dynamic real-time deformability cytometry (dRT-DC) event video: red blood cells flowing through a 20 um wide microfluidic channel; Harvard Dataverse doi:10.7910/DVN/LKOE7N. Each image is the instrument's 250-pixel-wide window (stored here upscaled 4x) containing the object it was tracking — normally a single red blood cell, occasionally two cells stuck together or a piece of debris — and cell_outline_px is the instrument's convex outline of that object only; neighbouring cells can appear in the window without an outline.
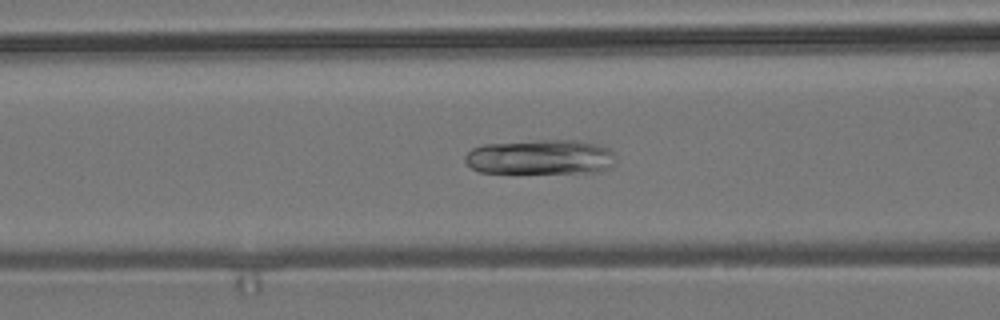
{"species": "common noctule bat (a hibernating species)", "species_latin": "Nyctalus noctula", "temperature_condition": "room temperature", "stored_images_in_passage": 31, "camera_frame_rate_fps": 3000, "um_per_image_px": 0.085, "animal": {"sex": "male", "body_mass_g": 19.2, "forearm_length_mm": 51.8}, "frame": {"image": 1, "passage_image": 6, "time_ms": 1.667, "image_size_px": [1000, 320], "cell_outline_px": [[616, 164], [612, 168], [600, 172], [480, 172], [472, 168], [464, 160], [464, 156], [472, 148], [484, 144], [536, 140], [580, 140], [596, 144], [608, 148], [612, 152]], "centroid_in_image_um": [45.97, 13.34], "position_along_channel_um": 120.6, "area_um2": 30.69}}
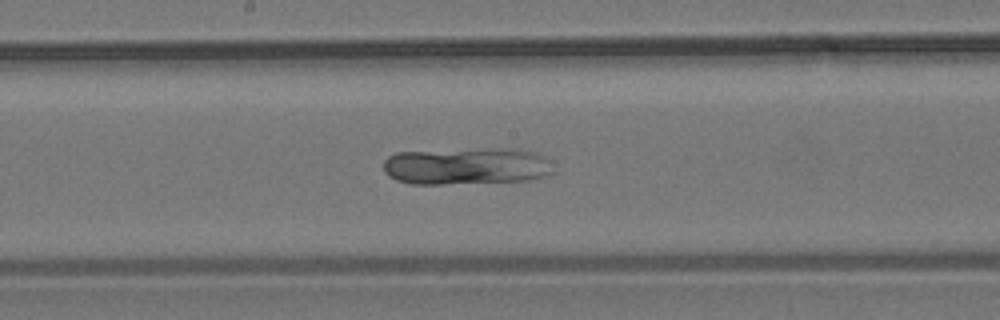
{"frame": {"image": 2, "passage_image": 13, "time_ms": 4.0, "image_size_px": [1000, 320], "cell_outline_px": [[552, 172], [528, 180], [444, 184], [408, 184], [396, 180], [388, 176], [384, 172], [384, 160], [388, 156], [396, 152], [500, 148], [520, 148], [536, 152], [544, 156], [548, 160]], "centroid_in_image_um": [39.6, 14.11], "position_along_channel_um": 208.6, "area_um2": 36.76}}
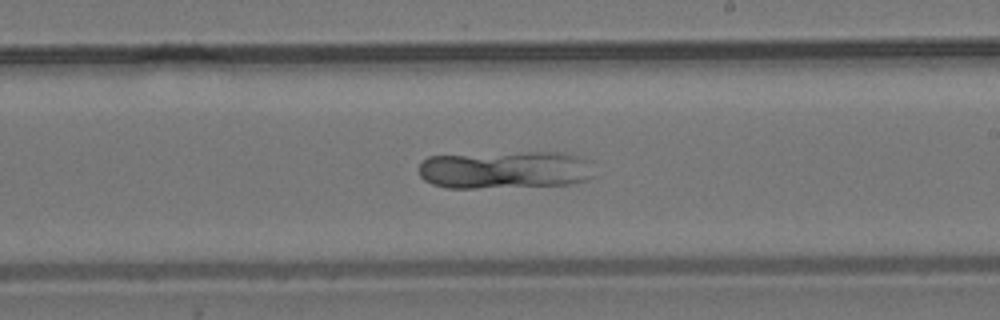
{"frame": {"image": 3, "passage_image": 16, "time_ms": 5.0, "image_size_px": [1000, 320], "cell_outline_px": [[596, 176], [584, 180], [568, 184], [476, 188], [448, 188], [432, 184], [424, 180], [420, 176], [420, 164], [428, 156], [528, 152], [564, 152], [592, 160]], "centroid_in_image_um": [43.0, 14.43], "position_along_channel_um": 246.0, "area_um2": 38.84}}